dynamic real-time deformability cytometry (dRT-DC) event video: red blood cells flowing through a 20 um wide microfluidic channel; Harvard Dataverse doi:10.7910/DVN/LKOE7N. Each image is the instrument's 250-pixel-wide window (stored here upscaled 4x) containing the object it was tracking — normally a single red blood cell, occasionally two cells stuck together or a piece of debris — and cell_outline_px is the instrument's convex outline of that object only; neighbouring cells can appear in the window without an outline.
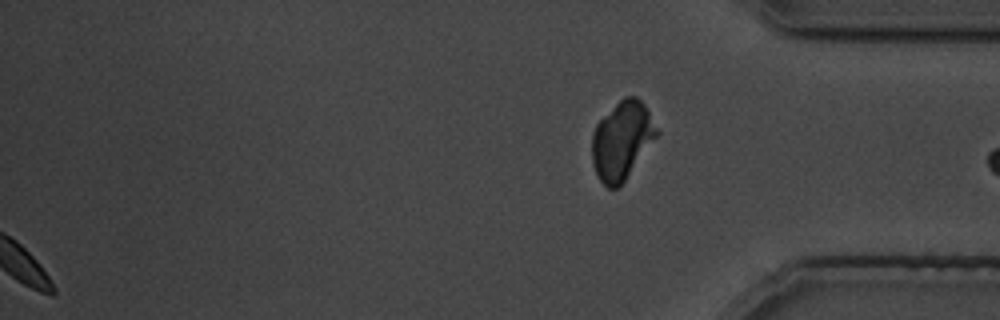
{"species": "common noctule bat (a hibernating species)", "species_latin": "Nyctalus noctula", "temperature_condition": "cold", "stored_images_in_passage": 29, "segment_of_instrument_passage": [2, 2], "camera_frame_rate_fps": 3000, "um_per_image_px": 0.085, "animal": {"sex": "male", "body_mass_g": 19.5, "forearm_length_mm": 54.6}, "frame": {"image": 1, "passage_image": 29, "time_ms": 37.0, "image_size_px": [1000, 320], "cell_outline_px": [[660, 132], [620, 188], [608, 188], [600, 180], [592, 164], [592, 132], [596, 124], [624, 96], [636, 96], [644, 104]], "centroid_in_image_um": [52.87, 11.96], "position_along_channel_um": 382.3, "area_um2": 29.42}}